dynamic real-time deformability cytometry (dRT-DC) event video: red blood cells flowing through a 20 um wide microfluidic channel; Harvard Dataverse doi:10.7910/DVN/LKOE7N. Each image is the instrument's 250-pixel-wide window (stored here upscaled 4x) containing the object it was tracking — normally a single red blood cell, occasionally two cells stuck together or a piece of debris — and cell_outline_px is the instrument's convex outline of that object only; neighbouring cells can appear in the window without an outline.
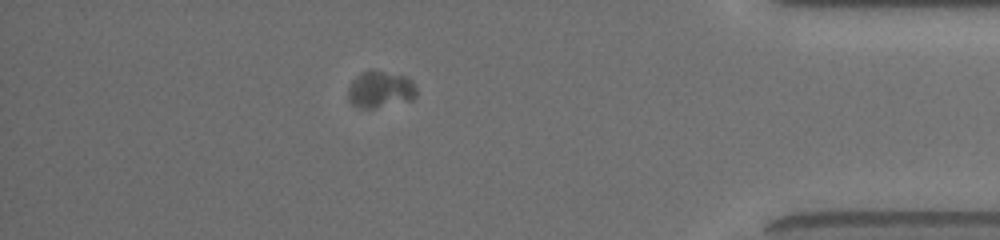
{"species": "common noctule bat (a hibernating species)", "species_latin": "Nyctalus noctula", "temperature_condition": "room temperature", "stored_images_in_passage": 52, "camera_frame_rate_fps": 3000, "um_per_image_px": 0.085, "animal": {"sex": "female", "body_mass_g": 19.5, "forearm_length_mm": 54.1}, "frame": {"image": 1, "passage_image": 46, "time_ms": 15.0, "image_size_px": [1000, 240], "cell_outline_px": [[416, 96], [412, 100], [372, 108], [360, 108], [352, 104], [348, 100], [348, 88], [352, 80], [356, 76], [364, 72], [380, 72], [408, 76], [412, 80], [416, 88]], "centroid_in_image_um": [32.33, 7.63], "position_along_channel_um": 402.9, "area_um2": 14.39}}